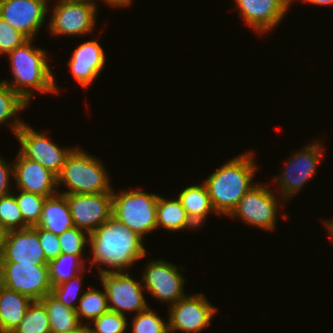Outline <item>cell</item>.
<instances>
[{
  "mask_svg": "<svg viewBox=\"0 0 333 333\" xmlns=\"http://www.w3.org/2000/svg\"><path fill=\"white\" fill-rule=\"evenodd\" d=\"M158 194L140 190L112 191V216L123 222L141 237L157 229Z\"/></svg>",
  "mask_w": 333,
  "mask_h": 333,
  "instance_id": "5b68a950",
  "label": "cell"
},
{
  "mask_svg": "<svg viewBox=\"0 0 333 333\" xmlns=\"http://www.w3.org/2000/svg\"><path fill=\"white\" fill-rule=\"evenodd\" d=\"M66 1L88 2V3L96 4V2L94 3L95 0H66Z\"/></svg>",
  "mask_w": 333,
  "mask_h": 333,
  "instance_id": "7bdbcfd3",
  "label": "cell"
},
{
  "mask_svg": "<svg viewBox=\"0 0 333 333\" xmlns=\"http://www.w3.org/2000/svg\"><path fill=\"white\" fill-rule=\"evenodd\" d=\"M277 195L263 184H254L240 199L236 208L229 217L243 220L250 226L268 230H274L278 208L282 201H279ZM279 206V207H278Z\"/></svg>",
  "mask_w": 333,
  "mask_h": 333,
  "instance_id": "52a82bcc",
  "label": "cell"
},
{
  "mask_svg": "<svg viewBox=\"0 0 333 333\" xmlns=\"http://www.w3.org/2000/svg\"><path fill=\"white\" fill-rule=\"evenodd\" d=\"M13 178L19 190L45 197L57 194L58 177L37 161L26 158L20 151L13 162Z\"/></svg>",
  "mask_w": 333,
  "mask_h": 333,
  "instance_id": "e0dca14e",
  "label": "cell"
},
{
  "mask_svg": "<svg viewBox=\"0 0 333 333\" xmlns=\"http://www.w3.org/2000/svg\"><path fill=\"white\" fill-rule=\"evenodd\" d=\"M105 289L108 308L119 314L125 311L136 314L146 310L149 305L143 296L145 290L142 281H137L127 271L98 273Z\"/></svg>",
  "mask_w": 333,
  "mask_h": 333,
  "instance_id": "9c48e42d",
  "label": "cell"
},
{
  "mask_svg": "<svg viewBox=\"0 0 333 333\" xmlns=\"http://www.w3.org/2000/svg\"><path fill=\"white\" fill-rule=\"evenodd\" d=\"M74 226L66 196L60 192L46 197L42 206V215L37 227L56 235L62 234Z\"/></svg>",
  "mask_w": 333,
  "mask_h": 333,
  "instance_id": "ffe728a7",
  "label": "cell"
},
{
  "mask_svg": "<svg viewBox=\"0 0 333 333\" xmlns=\"http://www.w3.org/2000/svg\"><path fill=\"white\" fill-rule=\"evenodd\" d=\"M12 333H51L49 317L41 301H33Z\"/></svg>",
  "mask_w": 333,
  "mask_h": 333,
  "instance_id": "83f0119b",
  "label": "cell"
},
{
  "mask_svg": "<svg viewBox=\"0 0 333 333\" xmlns=\"http://www.w3.org/2000/svg\"><path fill=\"white\" fill-rule=\"evenodd\" d=\"M323 144L318 140H313L311 144L304 146L301 151L291 155L287 164L282 170V174L274 178V182L277 181L279 187V195L282 199L289 200L297 194L301 188L307 183L310 178H313L316 174V168L320 164L322 153L324 152Z\"/></svg>",
  "mask_w": 333,
  "mask_h": 333,
  "instance_id": "ba28073f",
  "label": "cell"
},
{
  "mask_svg": "<svg viewBox=\"0 0 333 333\" xmlns=\"http://www.w3.org/2000/svg\"><path fill=\"white\" fill-rule=\"evenodd\" d=\"M253 152L236 156L203 181L216 214L229 216L242 196L253 186L257 168Z\"/></svg>",
  "mask_w": 333,
  "mask_h": 333,
  "instance_id": "7a4b0ae2",
  "label": "cell"
},
{
  "mask_svg": "<svg viewBox=\"0 0 333 333\" xmlns=\"http://www.w3.org/2000/svg\"><path fill=\"white\" fill-rule=\"evenodd\" d=\"M28 39L0 17V53L8 54Z\"/></svg>",
  "mask_w": 333,
  "mask_h": 333,
  "instance_id": "e575fe53",
  "label": "cell"
},
{
  "mask_svg": "<svg viewBox=\"0 0 333 333\" xmlns=\"http://www.w3.org/2000/svg\"><path fill=\"white\" fill-rule=\"evenodd\" d=\"M144 238L131 230L123 222L111 216L94 232L89 234L91 265H106L112 270L99 268L98 272H121L133 266L146 255ZM130 266V267H129Z\"/></svg>",
  "mask_w": 333,
  "mask_h": 333,
  "instance_id": "6da1fadb",
  "label": "cell"
},
{
  "mask_svg": "<svg viewBox=\"0 0 333 333\" xmlns=\"http://www.w3.org/2000/svg\"><path fill=\"white\" fill-rule=\"evenodd\" d=\"M293 1V0H291ZM301 1H305V3H311L313 5H320V6H324V5H333V0H301Z\"/></svg>",
  "mask_w": 333,
  "mask_h": 333,
  "instance_id": "f35d334b",
  "label": "cell"
},
{
  "mask_svg": "<svg viewBox=\"0 0 333 333\" xmlns=\"http://www.w3.org/2000/svg\"><path fill=\"white\" fill-rule=\"evenodd\" d=\"M239 15L256 32L264 34L279 26L291 0H235Z\"/></svg>",
  "mask_w": 333,
  "mask_h": 333,
  "instance_id": "ac0fdd59",
  "label": "cell"
},
{
  "mask_svg": "<svg viewBox=\"0 0 333 333\" xmlns=\"http://www.w3.org/2000/svg\"><path fill=\"white\" fill-rule=\"evenodd\" d=\"M133 333H169L168 322L163 321L155 311L148 307L134 315L132 319Z\"/></svg>",
  "mask_w": 333,
  "mask_h": 333,
  "instance_id": "1f68e13d",
  "label": "cell"
},
{
  "mask_svg": "<svg viewBox=\"0 0 333 333\" xmlns=\"http://www.w3.org/2000/svg\"><path fill=\"white\" fill-rule=\"evenodd\" d=\"M81 274H77L76 276L72 277L69 281L63 282L57 286H53L51 290V294L58 299L64 306L76 310V299L78 302L80 301L82 295L85 293L81 291L82 287V278ZM83 293V294H81Z\"/></svg>",
  "mask_w": 333,
  "mask_h": 333,
  "instance_id": "d6a6232c",
  "label": "cell"
},
{
  "mask_svg": "<svg viewBox=\"0 0 333 333\" xmlns=\"http://www.w3.org/2000/svg\"><path fill=\"white\" fill-rule=\"evenodd\" d=\"M157 229L163 227L169 231H179L184 229H195L196 226L188 218L185 209L177 198L166 199L158 197L156 210Z\"/></svg>",
  "mask_w": 333,
  "mask_h": 333,
  "instance_id": "603a6c76",
  "label": "cell"
},
{
  "mask_svg": "<svg viewBox=\"0 0 333 333\" xmlns=\"http://www.w3.org/2000/svg\"><path fill=\"white\" fill-rule=\"evenodd\" d=\"M0 225L6 232L29 227L24 222L14 193L0 197Z\"/></svg>",
  "mask_w": 333,
  "mask_h": 333,
  "instance_id": "f1b7e54d",
  "label": "cell"
},
{
  "mask_svg": "<svg viewBox=\"0 0 333 333\" xmlns=\"http://www.w3.org/2000/svg\"><path fill=\"white\" fill-rule=\"evenodd\" d=\"M0 262L48 265L39 242L38 227L6 232L0 251Z\"/></svg>",
  "mask_w": 333,
  "mask_h": 333,
  "instance_id": "2e32d148",
  "label": "cell"
},
{
  "mask_svg": "<svg viewBox=\"0 0 333 333\" xmlns=\"http://www.w3.org/2000/svg\"><path fill=\"white\" fill-rule=\"evenodd\" d=\"M217 312L202 293L186 295L169 306L168 332L200 333Z\"/></svg>",
  "mask_w": 333,
  "mask_h": 333,
  "instance_id": "8fae6325",
  "label": "cell"
},
{
  "mask_svg": "<svg viewBox=\"0 0 333 333\" xmlns=\"http://www.w3.org/2000/svg\"><path fill=\"white\" fill-rule=\"evenodd\" d=\"M324 222H325V226H326L325 228L328 229L327 232L330 233L331 239H333V218H332V220L324 221Z\"/></svg>",
  "mask_w": 333,
  "mask_h": 333,
  "instance_id": "60d3db41",
  "label": "cell"
},
{
  "mask_svg": "<svg viewBox=\"0 0 333 333\" xmlns=\"http://www.w3.org/2000/svg\"><path fill=\"white\" fill-rule=\"evenodd\" d=\"M33 39L7 54L14 81L3 82L30 104L34 90L38 93H57L55 75L48 64L47 51L33 47Z\"/></svg>",
  "mask_w": 333,
  "mask_h": 333,
  "instance_id": "3957f363",
  "label": "cell"
},
{
  "mask_svg": "<svg viewBox=\"0 0 333 333\" xmlns=\"http://www.w3.org/2000/svg\"><path fill=\"white\" fill-rule=\"evenodd\" d=\"M99 159L75 147L67 156L58 177V186L63 184L68 191L61 194L112 193L108 173Z\"/></svg>",
  "mask_w": 333,
  "mask_h": 333,
  "instance_id": "277c9868",
  "label": "cell"
},
{
  "mask_svg": "<svg viewBox=\"0 0 333 333\" xmlns=\"http://www.w3.org/2000/svg\"><path fill=\"white\" fill-rule=\"evenodd\" d=\"M19 194H14L24 222L29 227L37 226L42 215V206L46 199L45 196L19 190Z\"/></svg>",
  "mask_w": 333,
  "mask_h": 333,
  "instance_id": "f546056e",
  "label": "cell"
},
{
  "mask_svg": "<svg viewBox=\"0 0 333 333\" xmlns=\"http://www.w3.org/2000/svg\"><path fill=\"white\" fill-rule=\"evenodd\" d=\"M57 1L58 3L54 6L47 27L52 35L84 36L96 27L97 4L66 0Z\"/></svg>",
  "mask_w": 333,
  "mask_h": 333,
  "instance_id": "30bf717a",
  "label": "cell"
},
{
  "mask_svg": "<svg viewBox=\"0 0 333 333\" xmlns=\"http://www.w3.org/2000/svg\"><path fill=\"white\" fill-rule=\"evenodd\" d=\"M64 195L74 226L88 234L112 216V193Z\"/></svg>",
  "mask_w": 333,
  "mask_h": 333,
  "instance_id": "5bb4252c",
  "label": "cell"
},
{
  "mask_svg": "<svg viewBox=\"0 0 333 333\" xmlns=\"http://www.w3.org/2000/svg\"><path fill=\"white\" fill-rule=\"evenodd\" d=\"M48 313L51 333H67L79 328L80 323L75 309L64 306L51 293L40 300Z\"/></svg>",
  "mask_w": 333,
  "mask_h": 333,
  "instance_id": "cb8c5ba5",
  "label": "cell"
},
{
  "mask_svg": "<svg viewBox=\"0 0 333 333\" xmlns=\"http://www.w3.org/2000/svg\"><path fill=\"white\" fill-rule=\"evenodd\" d=\"M33 301L0 284V331L12 333Z\"/></svg>",
  "mask_w": 333,
  "mask_h": 333,
  "instance_id": "44dd1931",
  "label": "cell"
},
{
  "mask_svg": "<svg viewBox=\"0 0 333 333\" xmlns=\"http://www.w3.org/2000/svg\"><path fill=\"white\" fill-rule=\"evenodd\" d=\"M58 238L61 253L79 256L84 262H86L82 256L85 246L89 244V234L86 231L73 226L58 235Z\"/></svg>",
  "mask_w": 333,
  "mask_h": 333,
  "instance_id": "4dcf8cb0",
  "label": "cell"
},
{
  "mask_svg": "<svg viewBox=\"0 0 333 333\" xmlns=\"http://www.w3.org/2000/svg\"><path fill=\"white\" fill-rule=\"evenodd\" d=\"M85 264L79 256L62 253L48 263L51 286H57L79 273L82 274Z\"/></svg>",
  "mask_w": 333,
  "mask_h": 333,
  "instance_id": "484cf974",
  "label": "cell"
},
{
  "mask_svg": "<svg viewBox=\"0 0 333 333\" xmlns=\"http://www.w3.org/2000/svg\"><path fill=\"white\" fill-rule=\"evenodd\" d=\"M182 275L178 266L159 259L145 264L141 276L147 293L162 303L172 305L187 295L184 293L185 277Z\"/></svg>",
  "mask_w": 333,
  "mask_h": 333,
  "instance_id": "4fadbf2b",
  "label": "cell"
},
{
  "mask_svg": "<svg viewBox=\"0 0 333 333\" xmlns=\"http://www.w3.org/2000/svg\"><path fill=\"white\" fill-rule=\"evenodd\" d=\"M46 132H36L24 123L16 133L21 148L20 152L28 159L37 161L57 176L61 173L67 156L74 147L61 148L51 141Z\"/></svg>",
  "mask_w": 333,
  "mask_h": 333,
  "instance_id": "7c38bea8",
  "label": "cell"
},
{
  "mask_svg": "<svg viewBox=\"0 0 333 333\" xmlns=\"http://www.w3.org/2000/svg\"><path fill=\"white\" fill-rule=\"evenodd\" d=\"M28 104L17 92L5 84L3 80L0 81V124L10 121L9 126L15 136L24 124V121H20L17 115L28 107Z\"/></svg>",
  "mask_w": 333,
  "mask_h": 333,
  "instance_id": "d4e9b609",
  "label": "cell"
},
{
  "mask_svg": "<svg viewBox=\"0 0 333 333\" xmlns=\"http://www.w3.org/2000/svg\"><path fill=\"white\" fill-rule=\"evenodd\" d=\"M12 177V178H11ZM13 179V164L0 157V197L11 194L10 180Z\"/></svg>",
  "mask_w": 333,
  "mask_h": 333,
  "instance_id": "8d00e7d4",
  "label": "cell"
},
{
  "mask_svg": "<svg viewBox=\"0 0 333 333\" xmlns=\"http://www.w3.org/2000/svg\"><path fill=\"white\" fill-rule=\"evenodd\" d=\"M38 237L47 263L62 254L58 235L38 227Z\"/></svg>",
  "mask_w": 333,
  "mask_h": 333,
  "instance_id": "d590c367",
  "label": "cell"
},
{
  "mask_svg": "<svg viewBox=\"0 0 333 333\" xmlns=\"http://www.w3.org/2000/svg\"><path fill=\"white\" fill-rule=\"evenodd\" d=\"M92 323L94 327L89 326L90 333H125L128 327L127 317L111 310L93 320Z\"/></svg>",
  "mask_w": 333,
  "mask_h": 333,
  "instance_id": "836d02e7",
  "label": "cell"
},
{
  "mask_svg": "<svg viewBox=\"0 0 333 333\" xmlns=\"http://www.w3.org/2000/svg\"><path fill=\"white\" fill-rule=\"evenodd\" d=\"M6 231L3 229V227L0 225V251L3 245V241L5 238Z\"/></svg>",
  "mask_w": 333,
  "mask_h": 333,
  "instance_id": "b9f144b4",
  "label": "cell"
},
{
  "mask_svg": "<svg viewBox=\"0 0 333 333\" xmlns=\"http://www.w3.org/2000/svg\"><path fill=\"white\" fill-rule=\"evenodd\" d=\"M49 0H0V17L27 39H35L48 14Z\"/></svg>",
  "mask_w": 333,
  "mask_h": 333,
  "instance_id": "9a60e30c",
  "label": "cell"
},
{
  "mask_svg": "<svg viewBox=\"0 0 333 333\" xmlns=\"http://www.w3.org/2000/svg\"><path fill=\"white\" fill-rule=\"evenodd\" d=\"M0 284L32 301H40L52 290L48 265L0 262Z\"/></svg>",
  "mask_w": 333,
  "mask_h": 333,
  "instance_id": "8992f818",
  "label": "cell"
},
{
  "mask_svg": "<svg viewBox=\"0 0 333 333\" xmlns=\"http://www.w3.org/2000/svg\"><path fill=\"white\" fill-rule=\"evenodd\" d=\"M89 323L87 324H82L79 328H77L76 330L72 331V332H67V333H90L89 331Z\"/></svg>",
  "mask_w": 333,
  "mask_h": 333,
  "instance_id": "ab89813d",
  "label": "cell"
},
{
  "mask_svg": "<svg viewBox=\"0 0 333 333\" xmlns=\"http://www.w3.org/2000/svg\"><path fill=\"white\" fill-rule=\"evenodd\" d=\"M104 3L111 7H127L132 3V0H102Z\"/></svg>",
  "mask_w": 333,
  "mask_h": 333,
  "instance_id": "74e56055",
  "label": "cell"
},
{
  "mask_svg": "<svg viewBox=\"0 0 333 333\" xmlns=\"http://www.w3.org/2000/svg\"><path fill=\"white\" fill-rule=\"evenodd\" d=\"M188 218L197 227H201L207 215L215 210L213 208L207 187L204 183L191 185L180 191L178 195Z\"/></svg>",
  "mask_w": 333,
  "mask_h": 333,
  "instance_id": "7402d4cb",
  "label": "cell"
},
{
  "mask_svg": "<svg viewBox=\"0 0 333 333\" xmlns=\"http://www.w3.org/2000/svg\"><path fill=\"white\" fill-rule=\"evenodd\" d=\"M105 63L104 50L97 40H89L78 45L67 62L77 83L87 88L99 76Z\"/></svg>",
  "mask_w": 333,
  "mask_h": 333,
  "instance_id": "d6986e66",
  "label": "cell"
},
{
  "mask_svg": "<svg viewBox=\"0 0 333 333\" xmlns=\"http://www.w3.org/2000/svg\"><path fill=\"white\" fill-rule=\"evenodd\" d=\"M77 304L75 311L81 324H83L81 319L85 318L91 324L93 320L109 310L105 289L101 291L90 287Z\"/></svg>",
  "mask_w": 333,
  "mask_h": 333,
  "instance_id": "4316f807",
  "label": "cell"
}]
</instances>
